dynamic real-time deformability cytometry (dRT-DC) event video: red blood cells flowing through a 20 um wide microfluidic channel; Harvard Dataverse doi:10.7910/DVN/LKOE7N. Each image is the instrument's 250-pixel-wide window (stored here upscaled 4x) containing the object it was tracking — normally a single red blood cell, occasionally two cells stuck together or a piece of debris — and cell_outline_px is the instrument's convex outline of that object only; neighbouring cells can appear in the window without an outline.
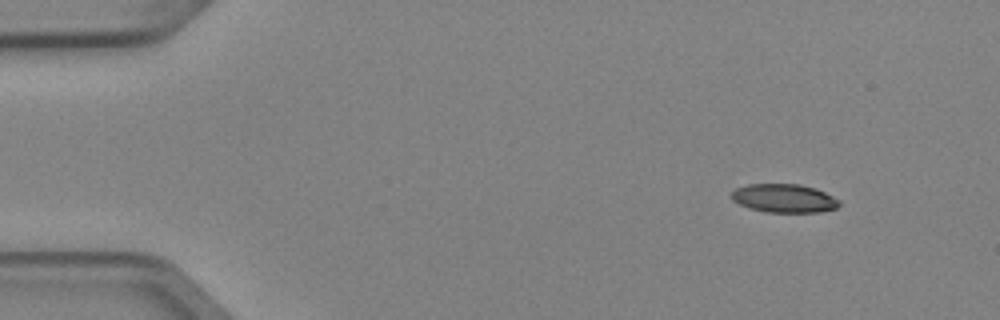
{"species": "Egyptian fruit bat (a non-hibernating species)", "species_latin": "Rousettus aegyptiacus", "temperature_condition": "cold", "stored_images_in_passage": 5, "segment_of_instrument_passage": [1, 2], "camera_frame_rate_fps": 3000, "um_per_image_px": 0.085, "animal": {"sex": "female"}, "frame": {"image": 1, "passage_image": 1, "time_ms": 0.0, "image_size_px": [1000, 320], "cell_outline_px": [[840, 204], [836, 208], [820, 212], [768, 212], [748, 208], [732, 200], [732, 192], [736, 188], [748, 184], [800, 184], [816, 188], [840, 200]], "centroid_in_image_um": [66.66, 16.85], "position_along_channel_um": 18.3, "area_um2": 17.92}}
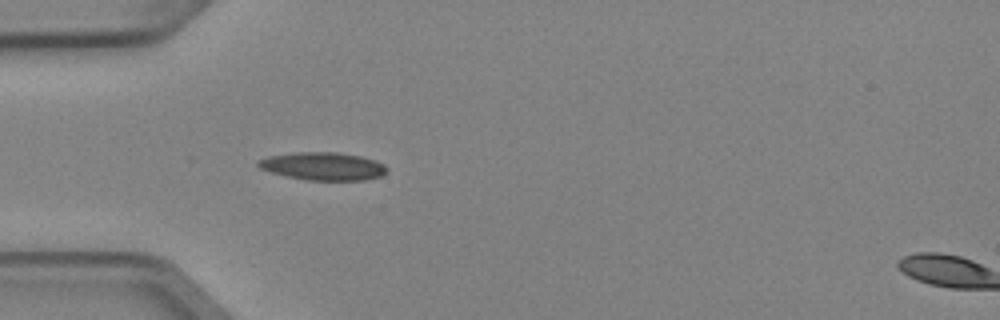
{"frame": {"image": 2, "passage_image": 4, "time_ms": 1.0, "image_size_px": [1000, 320], "cell_outline_px": [[388, 172], [380, 176], [364, 180], [308, 180], [288, 176], [272, 172], [260, 168], [256, 164], [260, 160], [268, 156], [296, 152], [336, 152], [360, 156], [376, 160], [384, 164], [388, 168]], "centroid_in_image_um": [27.5, 14.12], "position_along_channel_um": 57.5, "area_um2": 20.81}}